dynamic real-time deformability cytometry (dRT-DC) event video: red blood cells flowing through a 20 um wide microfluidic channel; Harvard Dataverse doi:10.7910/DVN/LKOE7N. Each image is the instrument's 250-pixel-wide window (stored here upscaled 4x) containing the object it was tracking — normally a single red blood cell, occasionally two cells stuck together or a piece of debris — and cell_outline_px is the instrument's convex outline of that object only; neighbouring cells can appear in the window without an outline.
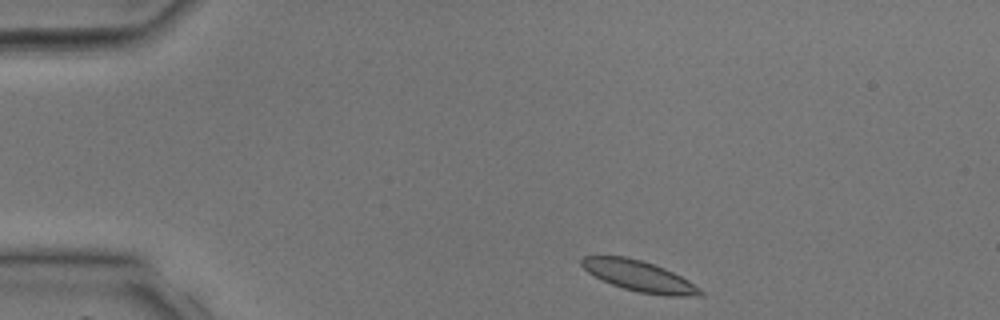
{"species": "common noctule bat (a hibernating species)", "species_latin": "Nyctalus noctula", "temperature_condition": "room temperature", "stored_images_in_passage": 33, "camera_frame_rate_fps": 3000, "um_per_image_px": 0.085, "animal": {"sex": "male", "body_mass_g": 17.9, "forearm_length_mm": 54.2}, "frame": {"image": 1, "passage_image": 1, "time_ms": 0.0, "image_size_px": [1000, 320], "cell_outline_px": [[704, 296], [664, 296], [640, 292], [624, 288], [612, 284], [588, 272], [580, 264], [580, 260], [584, 256], [624, 256], [640, 260], [664, 268], [688, 280], [700, 288], [704, 292]], "centroid_in_image_um": [54.36, 23.47], "position_along_channel_um": 30.6, "area_um2": 20.98}}
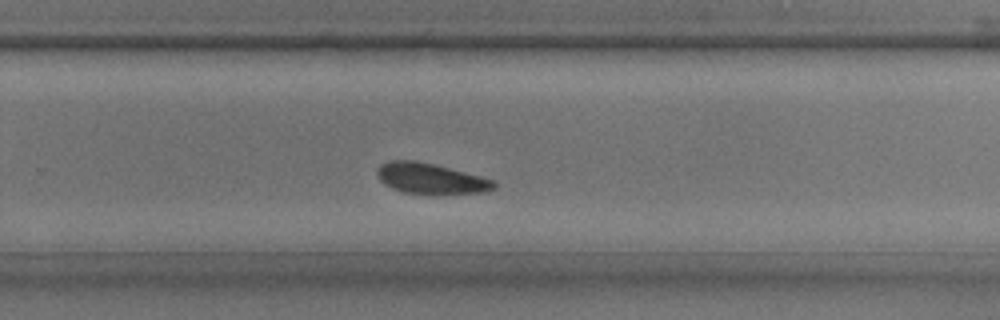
{"frame": {"image": 2, "passage_image": 20, "time_ms": 6.333, "image_size_px": [1000, 320], "cell_outline_px": [[496, 188], [480, 192], [404, 192], [392, 188], [384, 184], [380, 180], [376, 172], [376, 168], [380, 164], [388, 160], [416, 160], [480, 176], [492, 180], [496, 184]], "centroid_in_image_um": [36.51, 15.13], "position_along_channel_um": 293.3, "area_um2": 20.06}}
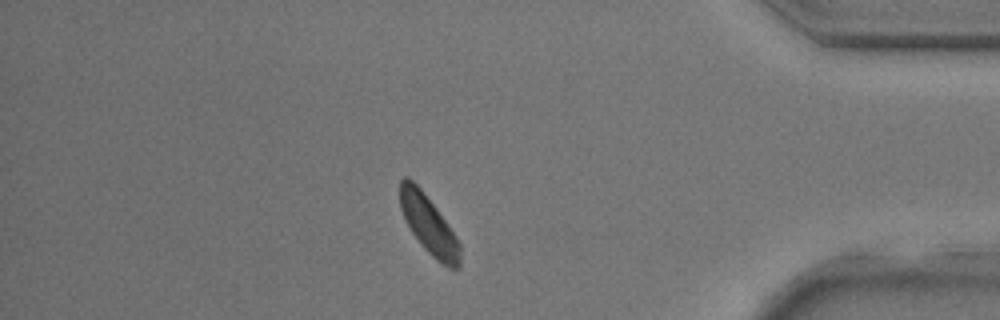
{"frame": {"image": 3, "passage_image": 28, "time_ms": 9.0, "image_size_px": [1000, 320], "cell_outline_px": [[460, 268], [448, 268], [436, 260], [420, 244], [412, 232], [400, 208], [400, 180], [404, 176], [408, 176], [420, 188], [436, 208], [456, 236], [460, 244]], "centroid_in_image_um": [36.45, 19.12], "position_along_channel_um": 398.8, "area_um2": 20.17}}